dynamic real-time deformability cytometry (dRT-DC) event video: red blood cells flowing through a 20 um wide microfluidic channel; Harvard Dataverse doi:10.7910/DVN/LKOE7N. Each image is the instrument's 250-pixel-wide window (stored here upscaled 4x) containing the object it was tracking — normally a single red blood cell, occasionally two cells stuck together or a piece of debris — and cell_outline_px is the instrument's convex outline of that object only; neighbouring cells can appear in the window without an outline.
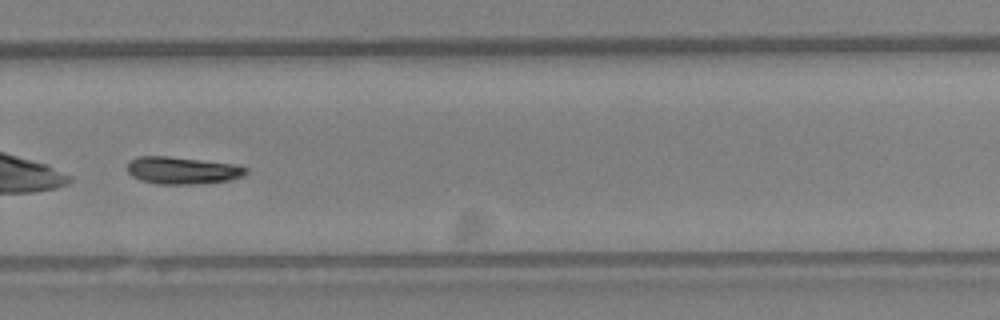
{"species": "Egyptian fruit bat (a non-hibernating species)", "species_latin": "Rousettus aegyptiacus", "temperature_condition": "warm", "stored_images_in_passage": 58, "camera_frame_rate_fps": 3000, "um_per_image_px": 0.085, "animal": {"sex": "female"}, "frame": {"image": 1, "passage_image": 41, "time_ms": 13.333, "image_size_px": [1000, 320], "cell_outline_px": [[248, 172], [244, 176], [228, 180], [196, 184], [156, 184], [140, 180], [132, 176], [128, 172], [128, 164], [132, 160], [140, 156], [168, 156], [236, 164], [248, 168]], "centroid_in_image_um": [15.53, 14.49], "position_along_channel_um": 314.3, "area_um2": 18.84}, "authors_computed_cell_mechanics": {"area_um2": 19.5942, "velocity_mm_per_s": 3.398, "shape_relaxation_time_tau1_ms": 1.5752, "shape_relaxation_time_tau2_ms": null, "deformation_change_tau1": 0.1309, "deformation_change_tau2": null}}